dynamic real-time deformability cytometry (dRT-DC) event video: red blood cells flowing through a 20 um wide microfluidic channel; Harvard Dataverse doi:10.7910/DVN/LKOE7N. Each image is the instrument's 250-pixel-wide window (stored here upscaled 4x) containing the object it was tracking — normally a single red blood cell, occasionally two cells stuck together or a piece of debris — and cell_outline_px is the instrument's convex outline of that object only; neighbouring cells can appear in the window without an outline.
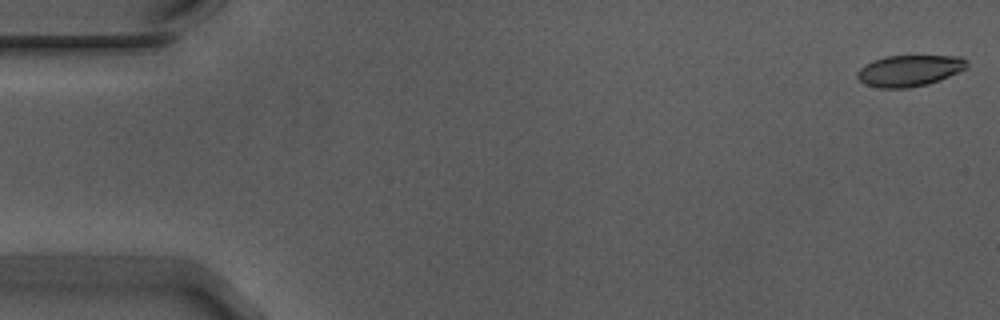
{"species": "Egyptian fruit bat (a non-hibernating species)", "species_latin": "Rousettus aegyptiacus", "temperature_condition": "warm", "stored_images_in_passage": 8, "camera_frame_rate_fps": 3000, "um_per_image_px": 0.085, "animal": {"sex": "male"}, "frame": {"image": 1, "passage_image": 1, "time_ms": 0.0, "image_size_px": [1000, 320], "cell_outline_px": [[968, 68], [928, 84], [908, 88], [880, 88], [864, 84], [856, 76], [856, 72], [864, 64], [872, 60], [884, 56], [960, 56], [968, 60]], "centroid_in_image_um": [77.28, 6.0], "position_along_channel_um": 7.7, "area_um2": 20.11}}